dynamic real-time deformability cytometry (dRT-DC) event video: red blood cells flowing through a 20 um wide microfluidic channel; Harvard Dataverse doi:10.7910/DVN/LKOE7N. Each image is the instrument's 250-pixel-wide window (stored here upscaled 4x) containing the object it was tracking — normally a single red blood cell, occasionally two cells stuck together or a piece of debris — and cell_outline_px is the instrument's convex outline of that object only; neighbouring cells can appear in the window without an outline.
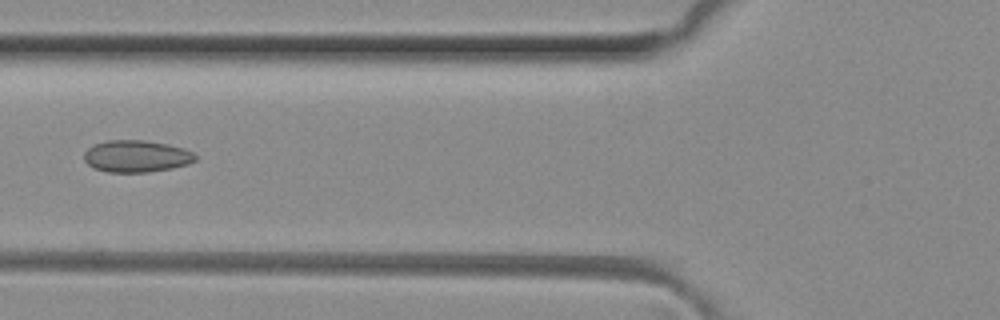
{"species": "common noctule bat (a hibernating species)", "species_latin": "Nyctalus noctula", "temperature_condition": "room temperature", "stored_images_in_passage": 26, "camera_frame_rate_fps": 3000, "um_per_image_px": 0.085, "animal": {"sex": "female", "body_mass_g": 29.2, "forearm_length_mm": 56.3}, "frame": {"image": 1, "passage_image": 19, "time_ms": 6.0, "image_size_px": [1000, 320], "cell_outline_px": [[196, 160], [188, 164], [172, 168], [148, 172], [108, 172], [92, 168], [84, 160], [84, 152], [92, 144], [108, 140], [144, 140], [168, 144], [184, 148], [192, 152], [196, 156]], "centroid_in_image_um": [11.57, 13.27], "position_along_channel_um": 114.2, "area_um2": 20.87}}
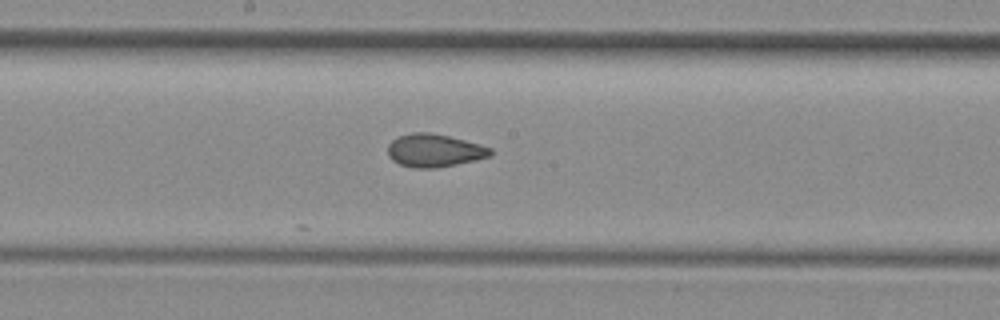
{"frame": {"image": 2, "passage_image": 26, "time_ms": 8.333, "image_size_px": [1000, 320], "cell_outline_px": [[492, 156], [456, 164], [436, 168], [412, 168], [400, 164], [392, 160], [388, 156], [388, 144], [392, 140], [400, 136], [412, 132], [428, 132], [448, 136], [480, 144], [492, 148]], "centroid_in_image_um": [36.91, 12.79], "position_along_channel_um": 211.3, "area_um2": 19.71}}